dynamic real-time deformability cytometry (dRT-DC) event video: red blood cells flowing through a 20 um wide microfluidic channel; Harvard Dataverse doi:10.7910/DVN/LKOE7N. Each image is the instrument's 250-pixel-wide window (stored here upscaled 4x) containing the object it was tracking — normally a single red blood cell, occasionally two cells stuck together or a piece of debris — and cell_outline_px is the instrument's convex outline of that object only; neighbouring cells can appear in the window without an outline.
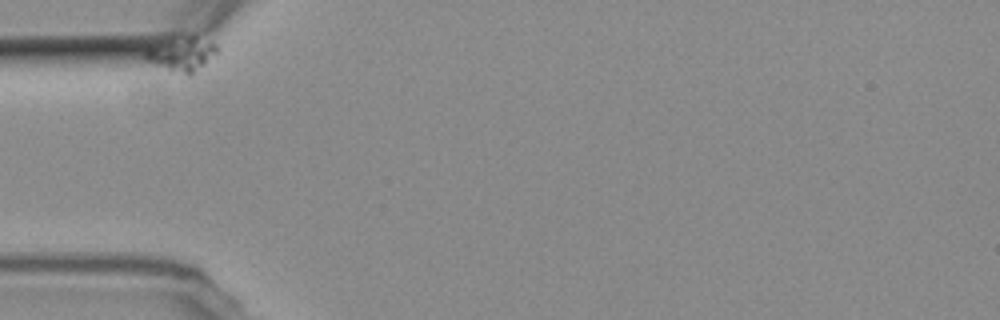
{"species": "common noctule bat (a hibernating species)", "species_latin": "Nyctalus noctula", "temperature_condition": "room temperature", "stored_images_in_passage": 4, "camera_frame_rate_fps": 3000, "um_per_image_px": 0.085, "animal": {"sex": "female", "body_mass_g": 19.3, "forearm_length_mm": 54.1}, "frame": {"image": 1, "passage_image": 1, "time_ms": 0.0, "image_size_px": [1000, 320], "cell_outline_px": [[216, 52], [204, 64], [188, 76], [144, 60], [144, 52], [148, 48], [188, 36], [196, 36], [216, 44]], "centroid_in_image_um": [15.44, 4.62], "position_along_channel_um": 69.6, "area_um2": 13.29}}
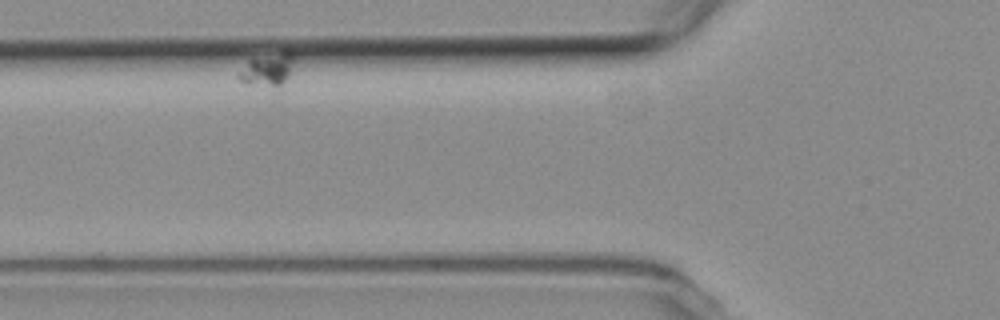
{"frame": {"image": 2, "passage_image": 3, "time_ms": 2.333, "image_size_px": [1000, 320], "cell_outline_px": [[292, 60], [288, 76], [280, 84], [248, 84], [240, 80], [236, 76], [248, 60], [284, 48], [288, 48], [292, 52]], "centroid_in_image_um": [22.72, 5.8], "position_along_channel_um": 103.1, "area_um2": 10.23}}